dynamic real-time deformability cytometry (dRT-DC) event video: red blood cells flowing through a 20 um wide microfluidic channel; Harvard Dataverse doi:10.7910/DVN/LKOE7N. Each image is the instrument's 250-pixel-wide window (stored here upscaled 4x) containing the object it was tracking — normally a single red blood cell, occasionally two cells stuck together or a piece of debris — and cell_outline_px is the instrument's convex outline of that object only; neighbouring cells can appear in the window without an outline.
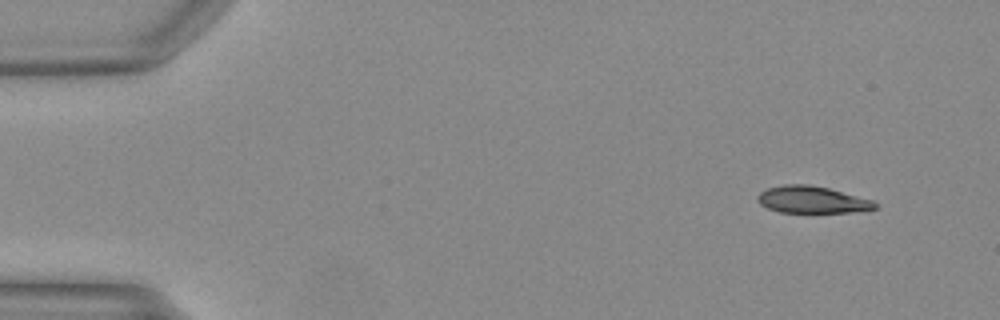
{"species": "Egyptian fruit bat (a non-hibernating species)", "species_latin": "Rousettus aegyptiacus", "temperature_condition": "warm", "stored_images_in_passage": 7, "camera_frame_rate_fps": 3000, "um_per_image_px": 0.085, "animal": {"sex": "female"}, "frame": {"image": 1, "passage_image": 1, "time_ms": 0.0, "image_size_px": [1000, 320], "cell_outline_px": [[880, 204], [876, 208], [848, 212], [780, 212], [768, 208], [760, 204], [756, 200], [756, 196], [760, 192], [768, 188], [784, 184], [808, 184], [828, 188], [872, 200]], "centroid_in_image_um": [68.99, 16.97], "position_along_channel_um": 16.0, "area_um2": 18.32}}